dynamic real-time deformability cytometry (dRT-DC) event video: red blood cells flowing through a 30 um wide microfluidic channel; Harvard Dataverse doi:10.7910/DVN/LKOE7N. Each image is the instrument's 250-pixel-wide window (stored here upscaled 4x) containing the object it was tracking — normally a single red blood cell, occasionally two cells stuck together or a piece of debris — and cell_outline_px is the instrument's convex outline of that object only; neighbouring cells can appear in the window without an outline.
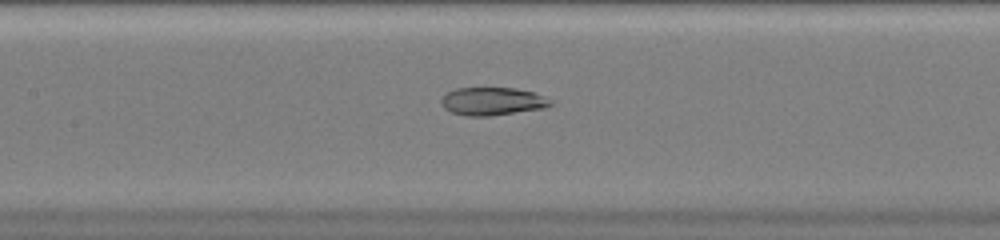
{"species": "common noctule bat (a hibernating species)", "species_latin": "Nyctalus noctula", "temperature_condition": "warm", "stored_images_in_passage": 34, "camera_frame_rate_fps": 3000, "um_per_image_px": 0.085, "animal": {"sex": "female", "body_mass_g": 20.0, "forearm_length_mm": 54.0}, "frame": {"image": 1, "passage_image": 8, "time_ms": 2.333, "image_size_px": [1000, 240], "cell_outline_px": [[552, 104], [544, 108], [488, 116], [468, 116], [452, 112], [444, 108], [440, 104], [440, 100], [448, 92], [456, 88], [516, 88], [532, 92], [552, 100]], "centroid_in_image_um": [41.83, 8.61], "position_along_channel_um": 165.6, "area_um2": 17.63}}
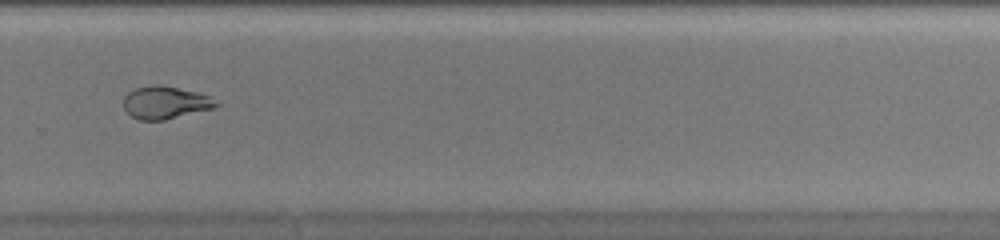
{"frame": {"image": 2, "passage_image": 19, "time_ms": 6.0, "image_size_px": [1000, 240], "cell_outline_px": [[220, 104], [216, 108], [164, 120], [140, 120], [132, 116], [124, 108], [124, 96], [128, 92], [136, 88], [152, 84], [160, 84], [200, 92], [212, 96]], "centroid_in_image_um": [14.11, 8.7], "position_along_channel_um": 315.7, "area_um2": 17.92}}
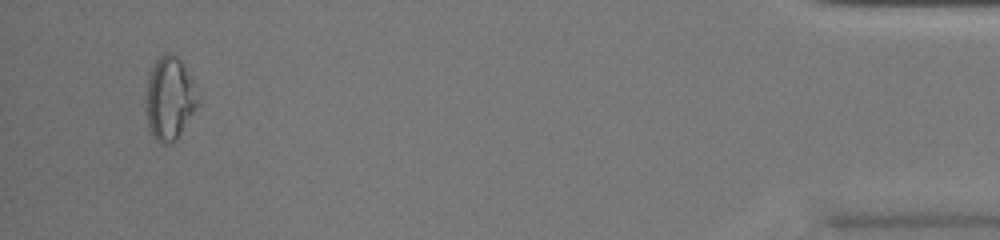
{"frame": {"image": 3, "passage_image": 32, "time_ms": 10.333, "image_size_px": [1000, 240], "cell_outline_px": [[200, 96], [192, 112], [176, 140], [168, 144], [160, 144], [152, 136], [148, 124], [144, 108], [148, 80], [152, 68], [156, 60], [164, 52], [172, 52], [180, 60]], "centroid_in_image_um": [14.37, 8.37], "position_along_channel_um": 420.8, "area_um2": 24.85}, "authors_computed_cell_mechanics": {"area_um2": 18.4093, "velocity_mm_per_s": 4.1001, "shape_relaxation_time_tau1_ms": null, "shape_relaxation_time_tau2_ms": 2.3282, "deformation_change_tau1": null, "deformation_change_tau2": 0.0689}}